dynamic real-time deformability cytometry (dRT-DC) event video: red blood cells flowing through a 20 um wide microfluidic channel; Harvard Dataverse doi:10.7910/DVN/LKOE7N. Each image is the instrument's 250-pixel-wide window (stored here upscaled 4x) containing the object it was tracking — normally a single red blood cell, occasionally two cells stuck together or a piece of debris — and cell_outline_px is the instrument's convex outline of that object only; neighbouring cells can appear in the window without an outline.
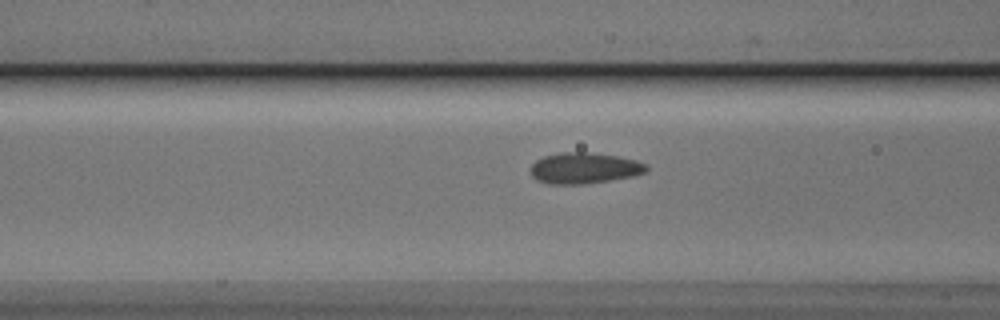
{"species": "Egyptian fruit bat (a non-hibernating species)", "species_latin": "Rousettus aegyptiacus", "temperature_condition": "cold", "stored_images_in_passage": 41, "camera_frame_rate_fps": 3000, "um_per_image_px": 0.085, "animal": {"sex": "male"}, "frame": {"image": 1, "passage_image": 13, "time_ms": 4.0, "image_size_px": [1000, 320], "cell_outline_px": [[648, 168], [644, 172], [632, 176], [584, 184], [548, 184], [536, 180], [532, 176], [528, 168], [536, 160], [544, 156], [560, 152], [584, 152], [616, 156], [636, 160], [644, 164]], "centroid_in_image_um": [49.58, 14.29], "position_along_channel_um": 117.0, "area_um2": 20.81}}
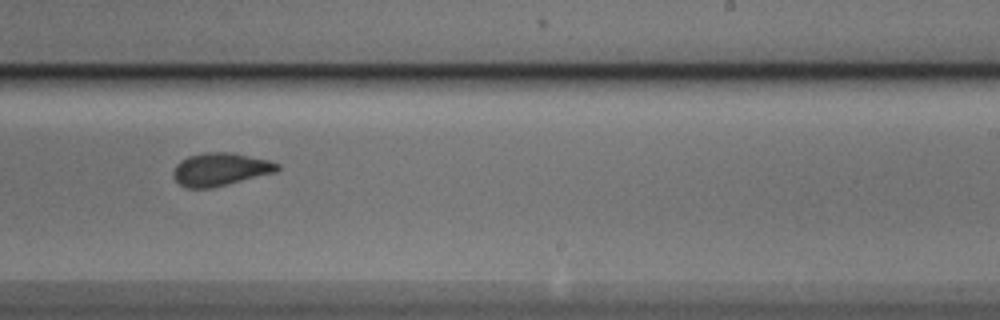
{"frame": {"image": 2, "passage_image": 25, "time_ms": 8.0, "image_size_px": [1000, 320], "cell_outline_px": [[280, 168], [276, 172], [212, 188], [188, 188], [180, 184], [172, 176], [172, 172], [176, 164], [180, 160], [188, 156], [204, 152], [232, 152], [268, 160], [280, 164]], "centroid_in_image_um": [18.71, 14.39], "position_along_channel_um": 270.3, "area_um2": 20.06}}
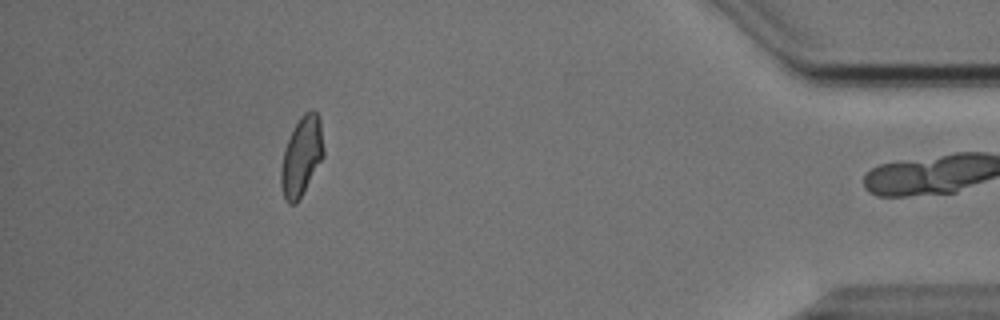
{"frame": {"image": 3, "passage_image": 40, "time_ms": 13.0, "image_size_px": [1000, 320], "cell_outline_px": [[324, 156], [296, 204], [288, 204], [284, 200], [280, 184], [280, 168], [284, 148], [300, 116], [304, 112], [312, 108], [320, 116], [324, 148]], "centroid_in_image_um": [25.63, 13.27], "position_along_channel_um": 409.6, "area_um2": 19.83}, "authors_computed_cell_mechanics": {"area_um2": 20.0566, "velocity_mm_per_s": 3.8423, "shape_relaxation_time_tau1_ms": 4.1827, "shape_relaxation_time_tau2_ms": 1.0136, "deformation_change_tau1": 0.1076, "deformation_change_tau2": 0.0704}}